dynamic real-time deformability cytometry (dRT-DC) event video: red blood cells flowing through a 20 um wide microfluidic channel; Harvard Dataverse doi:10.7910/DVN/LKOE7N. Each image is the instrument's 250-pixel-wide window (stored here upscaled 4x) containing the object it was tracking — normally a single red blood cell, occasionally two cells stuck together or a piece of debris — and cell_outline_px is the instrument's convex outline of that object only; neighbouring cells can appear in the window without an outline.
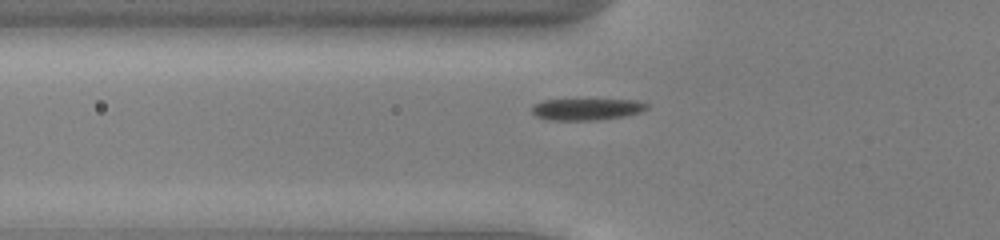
{"species": "common noctule bat (a hibernating species)", "species_latin": "Nyctalus noctula", "temperature_condition": "cold", "stored_images_in_passage": 47, "camera_frame_rate_fps": 3000, "um_per_image_px": 0.085, "animal": {"sex": "male", "body_mass_g": 13.0, "forearm_length_mm": 53.1}, "frame": {"image": 1, "passage_image": 13, "time_ms": 4.0, "image_size_px": [1000, 240], "cell_outline_px": [[648, 108], [640, 112], [624, 116], [596, 120], [544, 120], [536, 116], [532, 112], [532, 104], [544, 100], [636, 100], [648, 104]], "centroid_in_image_um": [49.82, 9.29], "position_along_channel_um": 76.0, "area_um2": 14.45}}
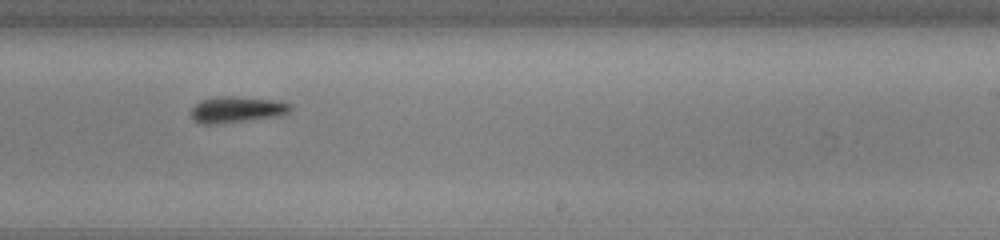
{"frame": {"image": 2, "passage_image": 28, "time_ms": 9.0, "image_size_px": [1000, 240], "cell_outline_px": [[292, 108], [288, 112], [280, 116], [216, 124], [200, 124], [192, 120], [192, 108], [200, 100], [220, 96], [232, 96], [280, 100], [292, 104]], "centroid_in_image_um": [20.15, 9.31], "position_along_channel_um": 268.9, "area_um2": 15.32}}
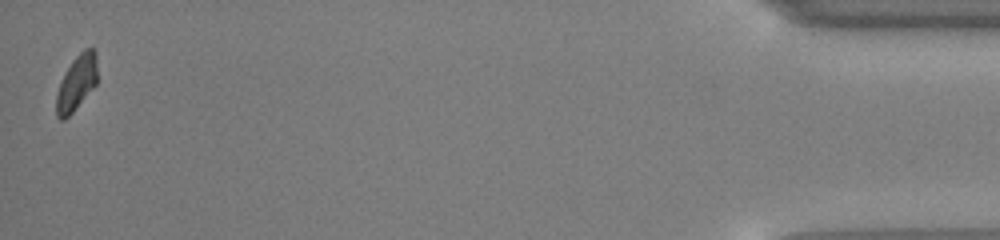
{"frame": {"image": 3, "passage_image": 47, "time_ms": 15.333, "image_size_px": [1000, 240], "cell_outline_px": [[96, 84], [72, 112], [64, 120], [60, 120], [56, 116], [56, 96], [60, 84], [72, 60], [84, 48], [92, 48], [96, 52]], "centroid_in_image_um": [6.5, 7.04], "position_along_channel_um": 428.7, "area_um2": 12.83}, "authors_computed_cell_mechanics": {"area_um2": 14.5656, "velocity_mm_per_s": 3.8769, "shape_relaxation_time_tau1_ms": 1.5224, "shape_relaxation_time_tau2_ms": 2.6429, "deformation_change_tau1": 0.1121, "deformation_change_tau2": 0.0743}}